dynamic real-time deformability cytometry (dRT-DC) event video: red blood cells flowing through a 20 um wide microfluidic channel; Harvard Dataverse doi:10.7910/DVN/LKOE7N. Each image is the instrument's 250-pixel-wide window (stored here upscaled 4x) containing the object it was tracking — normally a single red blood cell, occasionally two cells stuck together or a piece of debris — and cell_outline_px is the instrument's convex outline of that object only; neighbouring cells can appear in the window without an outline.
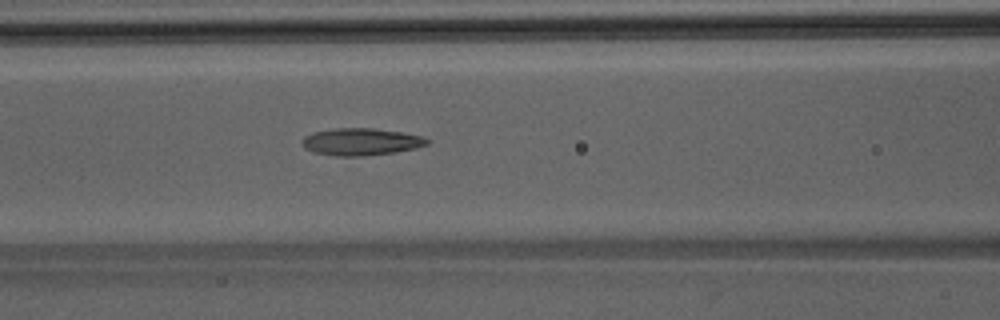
{"species": "Egyptian fruit bat (a non-hibernating species)", "species_latin": "Rousettus aegyptiacus", "temperature_condition": "room temperature", "stored_images_in_passage": 39, "camera_frame_rate_fps": 3000, "um_per_image_px": 0.085, "animal": {"sex": "male"}, "frame": {"image": 1, "passage_image": 16, "time_ms": 5.0, "image_size_px": [1000, 320], "cell_outline_px": [[428, 144], [416, 148], [396, 152], [364, 156], [336, 156], [312, 152], [304, 148], [304, 136], [312, 132], [336, 128], [372, 128], [400, 132], [420, 136], [428, 140]], "centroid_in_image_um": [30.66, 12.06], "position_along_channel_um": 135.9, "area_um2": 19.65}}
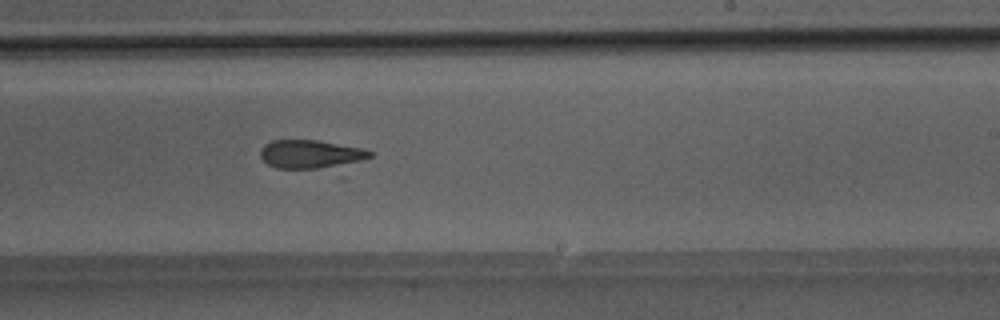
{"frame": {"image": 2, "passage_image": 25, "time_ms": 8.0, "image_size_px": [1000, 320], "cell_outline_px": [[376, 152], [372, 156], [344, 180], [340, 180], [276, 168], [268, 164], [260, 156], [260, 148], [264, 144], [272, 140], [316, 140], [364, 148]], "centroid_in_image_um": [26.79, 13.38], "position_along_channel_um": 262.2, "area_um2": 23.06}}
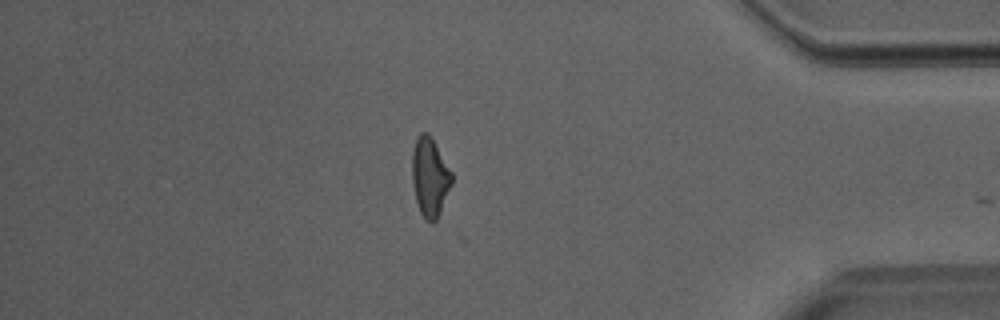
{"frame": {"image": 3, "passage_image": 37, "time_ms": 12.0, "image_size_px": [1000, 320], "cell_outline_px": [[452, 184], [440, 212], [436, 220], [432, 224], [424, 220], [420, 212], [416, 200], [412, 184], [412, 152], [416, 136], [420, 132], [428, 132], [432, 136], [452, 172]], "centroid_in_image_um": [36.53, 15.03], "position_along_channel_um": 398.7, "area_um2": 18.61}}